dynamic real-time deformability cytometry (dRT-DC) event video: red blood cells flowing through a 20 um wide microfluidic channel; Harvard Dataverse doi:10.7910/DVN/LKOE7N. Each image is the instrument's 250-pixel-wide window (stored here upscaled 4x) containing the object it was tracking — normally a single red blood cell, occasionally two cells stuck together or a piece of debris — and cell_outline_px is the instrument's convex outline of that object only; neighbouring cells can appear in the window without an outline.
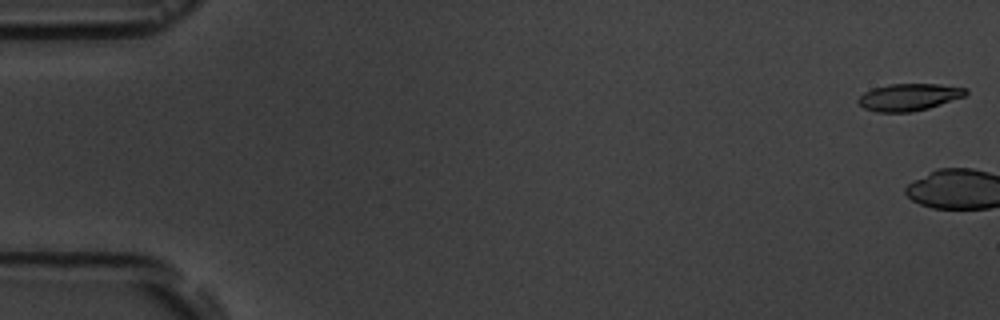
{"species": "common noctule bat (a hibernating species)", "species_latin": "Nyctalus noctula", "temperature_condition": "room temperature", "stored_images_in_passage": 6, "camera_frame_rate_fps": 3000, "um_per_image_px": 0.085, "animal": {"sex": "male", "body_mass_g": 19.5, "forearm_length_mm": 54.6}, "frame": {"image": 1, "passage_image": 1, "time_ms": 0.0, "image_size_px": [1000, 320], "cell_outline_px": [[968, 92], [964, 96], [928, 108], [912, 112], [876, 112], [864, 108], [856, 100], [864, 92], [872, 88], [888, 84], [940, 84], [968, 88]], "centroid_in_image_um": [77.24, 8.25], "position_along_channel_um": 7.8, "area_um2": 16.99}}